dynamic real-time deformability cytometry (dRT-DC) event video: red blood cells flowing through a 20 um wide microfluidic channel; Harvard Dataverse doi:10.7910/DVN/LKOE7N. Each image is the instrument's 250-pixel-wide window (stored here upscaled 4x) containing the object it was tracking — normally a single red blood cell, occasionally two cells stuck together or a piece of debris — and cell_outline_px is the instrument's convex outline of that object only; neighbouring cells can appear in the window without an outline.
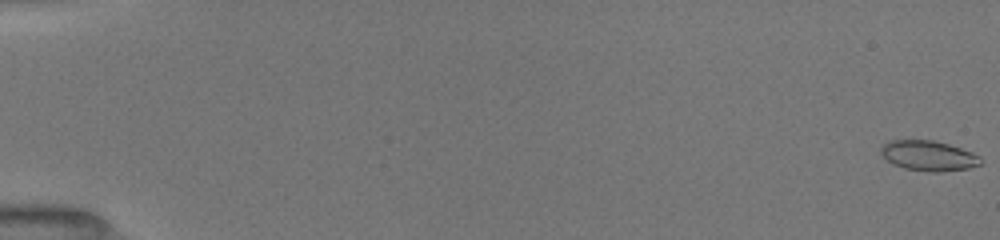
{"species": "common noctule bat (a hibernating species)", "species_latin": "Nyctalus noctula", "temperature_condition": "room temperature", "stored_images_in_passage": 19, "camera_frame_rate_fps": 3000, "um_per_image_px": 0.085, "animal": {"sex": "female", "body_mass_g": 19.5, "forearm_length_mm": 54.1}, "frame": {"image": 1, "passage_image": 1, "time_ms": 0.0, "image_size_px": [1000, 240], "cell_outline_px": [[980, 164], [968, 168], [940, 172], [928, 172], [904, 168], [892, 164], [884, 160], [880, 156], [880, 148], [888, 140], [932, 140], [948, 144], [972, 152], [980, 156]], "centroid_in_image_um": [78.85, 13.24], "position_along_channel_um": 6.1, "area_um2": 17.69}}
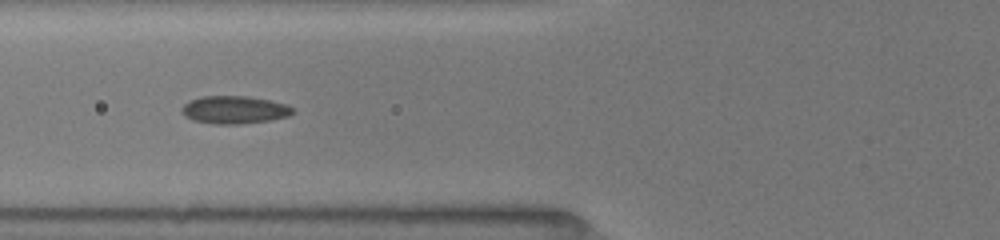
{"frame": {"image": 2, "passage_image": 9, "time_ms": 7.0, "image_size_px": [1000, 240], "cell_outline_px": [[296, 112], [288, 116], [272, 120], [240, 124], [212, 124], [192, 120], [184, 116], [180, 112], [180, 108], [188, 100], [200, 96], [248, 96], [288, 104], [296, 108]], "centroid_in_image_um": [19.92, 9.33], "position_along_channel_um": 105.9, "area_um2": 18.44}}
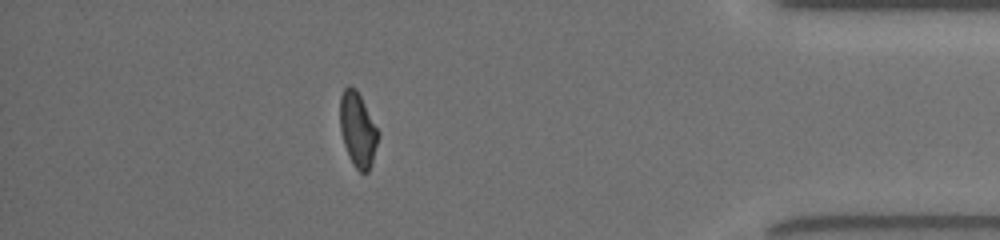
{"frame": {"image": 3, "passage_image": 17, "time_ms": 15.333, "image_size_px": [1000, 240], "cell_outline_px": [[380, 132], [372, 164], [368, 172], [360, 172], [356, 168], [344, 144], [340, 132], [340, 96], [344, 88], [348, 84], [356, 88]], "centroid_in_image_um": [30.41, 10.98], "position_along_channel_um": 404.8, "area_um2": 16.59}, "authors_computed_cell_mechanics": {"area_um2": 17.4556, "velocity_mm_per_s": 4.0396, "shape_relaxation_time_tau1_ms": null, "shape_relaxation_time_tau2_ms": 1.3412, "deformation_change_tau1": null, "deformation_change_tau2": 0.043}}